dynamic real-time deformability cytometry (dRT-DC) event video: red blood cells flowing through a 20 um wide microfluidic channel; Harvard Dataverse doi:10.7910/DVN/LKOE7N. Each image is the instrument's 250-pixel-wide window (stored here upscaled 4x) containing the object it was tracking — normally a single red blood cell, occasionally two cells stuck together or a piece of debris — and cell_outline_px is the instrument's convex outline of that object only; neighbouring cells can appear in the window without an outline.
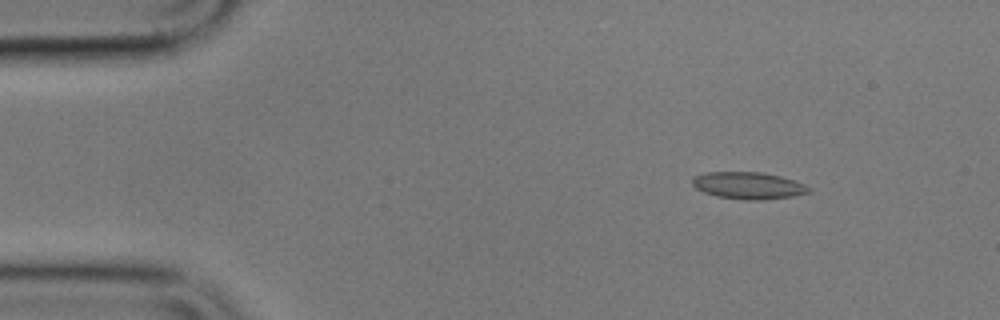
{"species": "common noctule bat (a hibernating species)", "species_latin": "Nyctalus noctula", "temperature_condition": "cold", "stored_images_in_passage": 2, "camera_frame_rate_fps": 3000, "um_per_image_px": 0.085, "animal": {"sex": "male", "body_mass_g": 17.9}, "frame": {"image": 1, "passage_image": 1, "time_ms": 0.0, "image_size_px": [1000, 320], "cell_outline_px": [[812, 192], [792, 196], [764, 200], [744, 200], [716, 196], [704, 192], [696, 188], [692, 184], [692, 176], [708, 172], [760, 172], [780, 176], [804, 184], [812, 188]], "centroid_in_image_um": [63.61, 15.77], "position_along_channel_um": 21.4, "area_um2": 18.38}}